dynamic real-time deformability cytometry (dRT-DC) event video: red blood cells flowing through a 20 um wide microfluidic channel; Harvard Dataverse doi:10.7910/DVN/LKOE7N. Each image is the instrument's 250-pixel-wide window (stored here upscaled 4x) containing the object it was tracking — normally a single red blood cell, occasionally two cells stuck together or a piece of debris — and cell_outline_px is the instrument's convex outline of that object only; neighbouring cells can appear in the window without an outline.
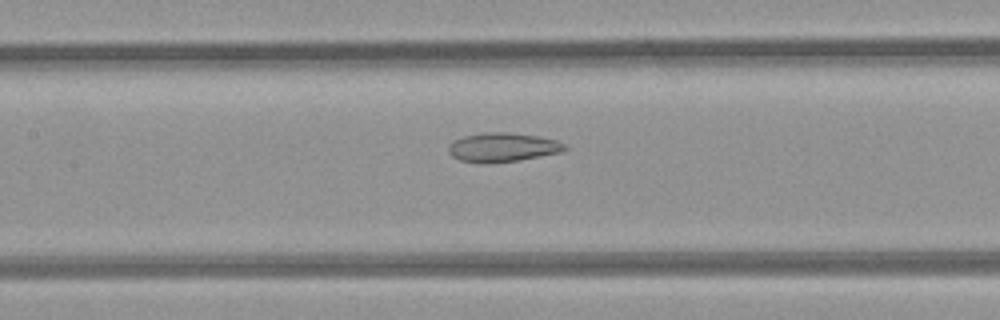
{"species": "common noctule bat (a hibernating species)", "species_latin": "Nyctalus noctula", "temperature_condition": "room temperature", "stored_images_in_passage": 49, "camera_frame_rate_fps": 3000, "um_per_image_px": 0.085, "animal": {"sex": "female", "body_mass_g": 21.9}, "frame": {"image": 1, "passage_image": 23, "time_ms": 7.333, "image_size_px": [1000, 320], "cell_outline_px": [[568, 148], [560, 152], [520, 160], [492, 164], [480, 164], [460, 160], [452, 156], [448, 152], [448, 144], [452, 140], [464, 136], [484, 132], [508, 132], [540, 136], [556, 140], [564, 144]], "centroid_in_image_um": [42.67, 12.53], "position_along_channel_um": 164.7, "area_um2": 20.06}}
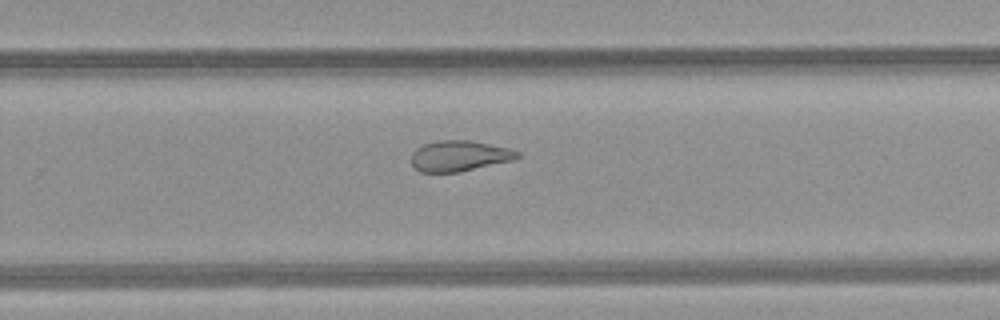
{"frame": {"image": 2, "passage_image": 32, "time_ms": 10.333, "image_size_px": [1000, 320], "cell_outline_px": [[520, 156], [512, 160], [460, 172], [420, 172], [412, 164], [412, 152], [416, 148], [424, 144], [436, 140], [468, 140], [508, 148], [520, 152]], "centroid_in_image_um": [39.02, 13.25], "position_along_channel_um": 290.8, "area_um2": 18.84}}
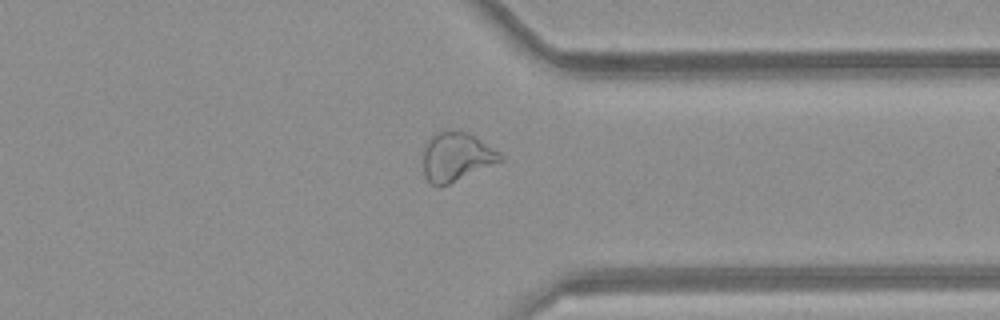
{"frame": {"image": 3, "passage_image": 38, "time_ms": 12.333, "image_size_px": [1000, 320], "cell_outline_px": [[504, 160], [440, 188], [432, 184], [424, 176], [420, 156], [428, 140], [436, 132], [456, 128], [468, 132], [500, 152], [504, 156]], "centroid_in_image_um": [38.75, 13.32], "position_along_channel_um": 372.7, "area_um2": 22.66}, "authors_computed_cell_mechanics": {"area_um2": 24.854, "velocity_mm_per_s": 4.2166, "shape_relaxation_time_tau1_ms": null, "shape_relaxation_time_tau2_ms": 2.4036, "deformation_change_tau1": null, "deformation_change_tau2": 0.1047}}